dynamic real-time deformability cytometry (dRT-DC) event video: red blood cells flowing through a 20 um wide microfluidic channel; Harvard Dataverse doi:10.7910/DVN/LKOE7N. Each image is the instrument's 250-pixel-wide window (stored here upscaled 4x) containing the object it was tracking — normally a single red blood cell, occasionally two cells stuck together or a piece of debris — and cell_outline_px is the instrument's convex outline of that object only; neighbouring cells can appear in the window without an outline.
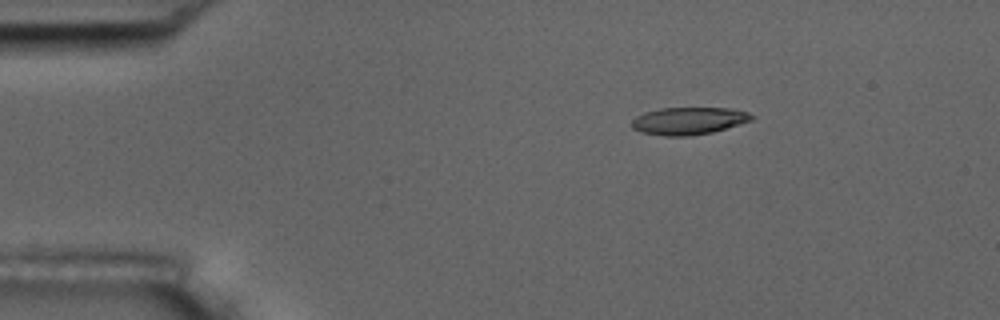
{"species": "common noctule bat (a hibernating species)", "species_latin": "Nyctalus noctula", "temperature_condition": "room temperature", "stored_images_in_passage": 3, "camera_frame_rate_fps": 3000, "um_per_image_px": 0.085, "animal": {"sex": "male", "body_mass_g": 17.5, "forearm_length_mm": 52.3}, "frame": {"image": 1, "passage_image": 1, "time_ms": 0.0, "image_size_px": [1000, 320], "cell_outline_px": [[756, 116], [752, 120], [740, 124], [712, 132], [692, 136], [664, 136], [640, 132], [632, 128], [632, 120], [636, 116], [644, 112], [660, 108], [728, 108], [748, 112]], "centroid_in_image_um": [58.53, 10.27], "position_along_channel_um": 26.5, "area_um2": 19.25}}